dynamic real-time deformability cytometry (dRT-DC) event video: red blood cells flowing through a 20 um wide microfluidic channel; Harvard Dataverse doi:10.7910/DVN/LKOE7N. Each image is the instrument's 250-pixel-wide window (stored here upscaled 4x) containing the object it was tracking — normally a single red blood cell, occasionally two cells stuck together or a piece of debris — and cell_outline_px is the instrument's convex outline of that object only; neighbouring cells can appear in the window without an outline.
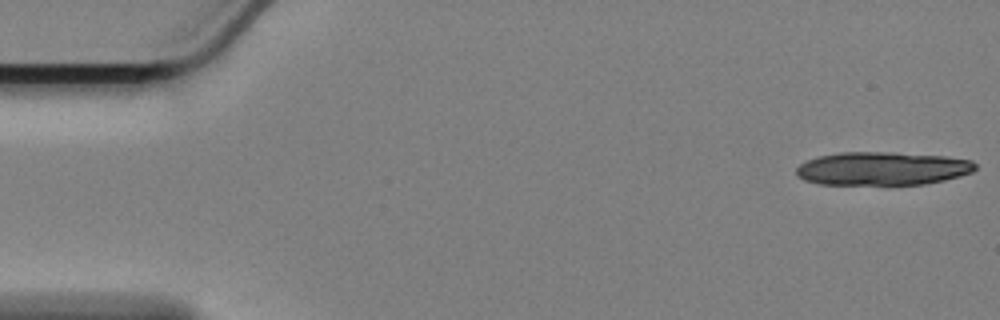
{"species": "Egyptian fruit bat (a non-hibernating species)", "species_latin": "Rousettus aegyptiacus", "temperature_condition": "cold", "stored_images_in_passage": 16, "camera_frame_rate_fps": 3000, "um_per_image_px": 0.085, "animal": {"sex": "female"}, "frame": {"image": 1, "passage_image": 1, "time_ms": 0.0, "image_size_px": [1000, 320], "cell_outline_px": [[976, 168], [972, 172], [960, 176], [944, 180], [924, 184], [816, 184], [804, 180], [796, 176], [796, 168], [800, 164], [808, 160], [820, 156], [840, 152], [888, 152], [944, 156], [972, 160], [976, 164]], "centroid_in_image_um": [74.99, 14.32], "position_along_channel_um": 10.0, "area_um2": 34.74}}